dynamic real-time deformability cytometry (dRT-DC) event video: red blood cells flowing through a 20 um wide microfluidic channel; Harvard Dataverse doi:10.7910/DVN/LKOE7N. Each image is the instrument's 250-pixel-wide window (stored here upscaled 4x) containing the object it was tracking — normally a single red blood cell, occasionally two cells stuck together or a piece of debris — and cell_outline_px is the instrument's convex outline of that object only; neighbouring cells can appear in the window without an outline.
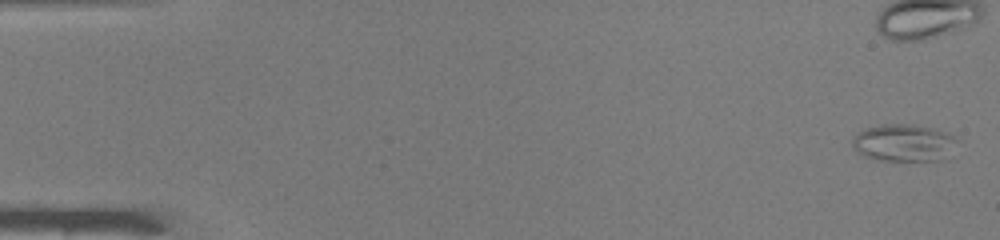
{"species": "common noctule bat (a hibernating species)", "species_latin": "Nyctalus noctula", "temperature_condition": "warm", "stored_images_in_passage": 49, "camera_frame_rate_fps": 3000, "um_per_image_px": 0.085, "animal": {"sex": "male", "body_mass_g": 19.0, "forearm_length_mm": 50.8}, "frame": {"image": 1, "passage_image": 1, "time_ms": 0.0, "image_size_px": [1000, 240], "cell_outline_px": [[960, 140], [940, 160], [880, 160], [864, 156], [852, 148], [852, 140], [856, 132], [868, 128], [884, 124], [912, 124], [936, 128]], "centroid_in_image_um": [76.78, 12.12], "position_along_channel_um": 8.2, "area_um2": 22.54}, "authors_computed_cell_mechanics": {"area_um2": 15.2014, "velocity_mm_per_s": 4.1247, "shape_relaxation_time_tau1_ms": 3.7188, "shape_relaxation_time_tau2_ms": 4.7221, "deformation_change_tau1": 0.1384, "deformation_change_tau2": 0.1377}}